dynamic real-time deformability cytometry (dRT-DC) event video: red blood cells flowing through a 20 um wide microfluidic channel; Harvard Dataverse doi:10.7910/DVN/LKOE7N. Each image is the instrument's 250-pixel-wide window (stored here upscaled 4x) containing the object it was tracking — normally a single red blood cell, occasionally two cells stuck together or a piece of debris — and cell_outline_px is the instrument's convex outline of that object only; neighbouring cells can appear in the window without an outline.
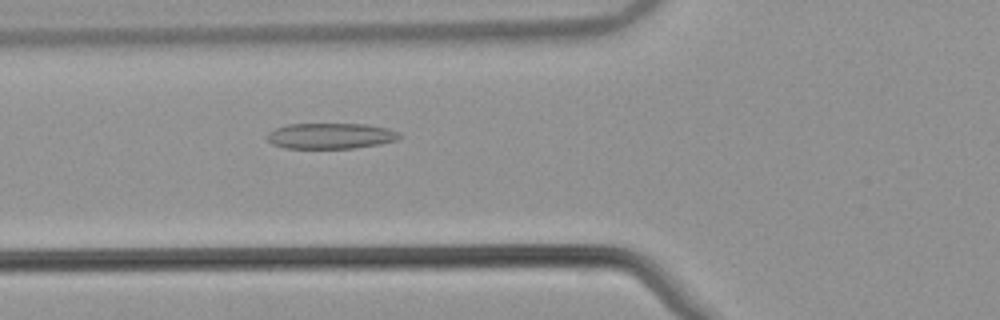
{"species": "common noctule bat (a hibernating species)", "species_latin": "Nyctalus noctula", "temperature_condition": "warm", "stored_images_in_passage": 40, "camera_frame_rate_fps": 3000, "um_per_image_px": 0.085, "animal": {"sex": "male", "body_mass_g": 21.5, "forearm_length_mm": 52.0}, "frame": {"image": 1, "passage_image": 7, "time_ms": 2.0, "image_size_px": [1000, 320], "cell_outline_px": [[404, 136], [396, 140], [380, 144], [352, 148], [284, 148], [272, 144], [268, 140], [268, 132], [276, 128], [288, 124], [368, 124], [388, 128], [400, 132]], "centroid_in_image_um": [28.15, 11.55], "position_along_channel_um": 97.7, "area_um2": 19.94}}
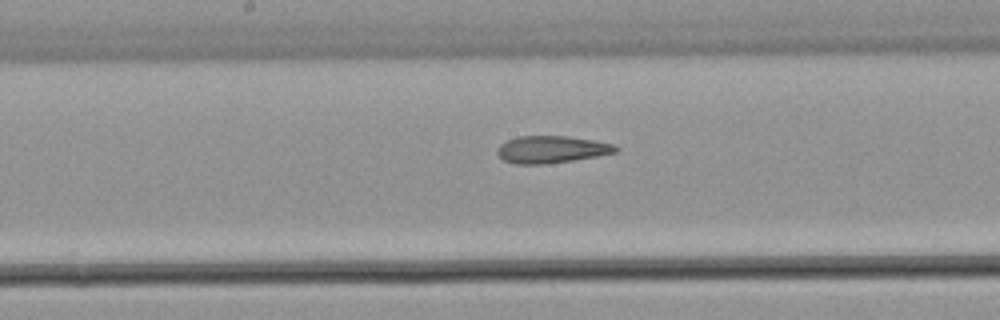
{"frame": {"image": 2, "passage_image": 15, "time_ms": 4.667, "image_size_px": [1000, 320], "cell_outline_px": [[620, 148], [616, 152], [596, 156], [572, 160], [544, 164], [516, 164], [504, 160], [496, 152], [496, 148], [500, 144], [508, 140], [520, 136], [568, 136], [616, 144]], "centroid_in_image_um": [46.88, 12.7], "position_along_channel_um": 201.3, "area_um2": 18.67}}
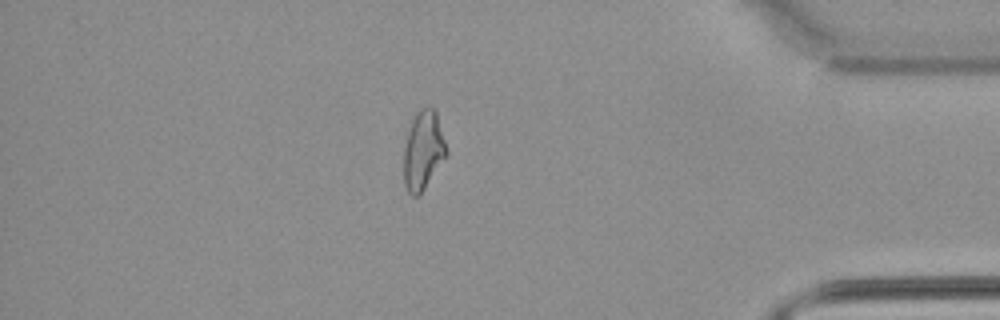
{"frame": {"image": 3, "passage_image": 33, "time_ms": 10.667, "image_size_px": [1000, 320], "cell_outline_px": [[448, 152], [424, 188], [416, 196], [412, 196], [408, 192], [404, 184], [404, 148], [408, 132], [412, 120], [416, 112], [420, 108], [432, 108], [436, 112]], "centroid_in_image_um": [35.95, 12.77], "position_along_channel_um": 399.2, "area_um2": 19.07}, "authors_computed_cell_mechanics": {"area_um2": 19.4208, "velocity_mm_per_s": 3.8724, "shape_relaxation_time_tau1_ms": null, "shape_relaxation_time_tau2_ms": 3.2207, "deformation_change_tau1": null, "deformation_change_tau2": 0.1088}}